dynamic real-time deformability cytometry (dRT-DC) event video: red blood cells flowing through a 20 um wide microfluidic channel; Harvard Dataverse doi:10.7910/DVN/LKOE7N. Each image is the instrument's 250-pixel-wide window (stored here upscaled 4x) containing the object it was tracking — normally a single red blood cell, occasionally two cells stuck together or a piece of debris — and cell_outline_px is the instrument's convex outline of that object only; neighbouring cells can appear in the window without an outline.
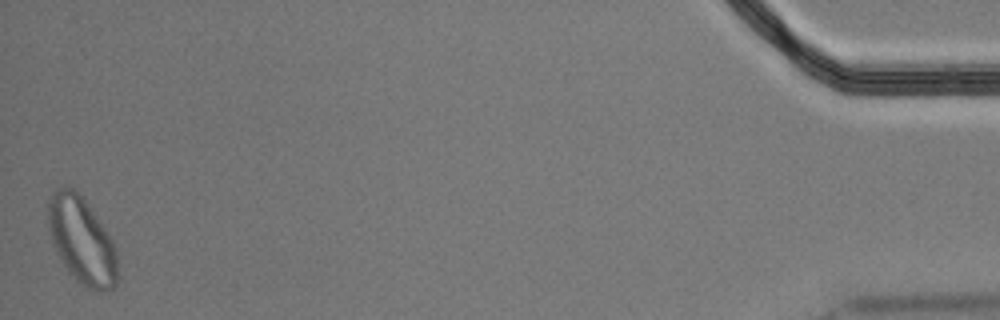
{"species": "Egyptian fruit bat (a non-hibernating species)", "species_latin": "Rousettus aegyptiacus", "temperature_condition": "cold", "stored_images_in_passage": 49, "segment_of_instrument_passage": [2, 2], "camera_frame_rate_fps": 3000, "um_per_image_px": 0.085, "animal": {"sex": "male"}, "frame": {"image": 1, "passage_image": 49, "time_ms": 16.0, "image_size_px": [1000, 320], "cell_outline_px": [[116, 284], [112, 288], [104, 292], [100, 292], [88, 288], [76, 280], [68, 272], [60, 260], [52, 244], [48, 228], [48, 200], [52, 192], [56, 188], [72, 188], [84, 200], [104, 228], [112, 240], [116, 248]], "centroid_in_image_um": [6.91, 20.47], "position_along_channel_um": 428.3, "area_um2": 34.74}}